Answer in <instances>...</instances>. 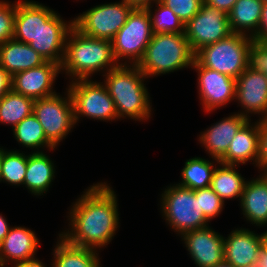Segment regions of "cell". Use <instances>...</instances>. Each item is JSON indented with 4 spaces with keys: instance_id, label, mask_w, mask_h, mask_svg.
I'll return each mask as SVG.
<instances>
[{
    "instance_id": "cell-47",
    "label": "cell",
    "mask_w": 267,
    "mask_h": 267,
    "mask_svg": "<svg viewBox=\"0 0 267 267\" xmlns=\"http://www.w3.org/2000/svg\"><path fill=\"white\" fill-rule=\"evenodd\" d=\"M248 267H259V264L258 262H256V263L250 264Z\"/></svg>"
},
{
    "instance_id": "cell-6",
    "label": "cell",
    "mask_w": 267,
    "mask_h": 267,
    "mask_svg": "<svg viewBox=\"0 0 267 267\" xmlns=\"http://www.w3.org/2000/svg\"><path fill=\"white\" fill-rule=\"evenodd\" d=\"M160 196L162 216L170 229L172 228L179 236L209 225V221L200 211L195 190L173 184L165 188Z\"/></svg>"
},
{
    "instance_id": "cell-1",
    "label": "cell",
    "mask_w": 267,
    "mask_h": 267,
    "mask_svg": "<svg viewBox=\"0 0 267 267\" xmlns=\"http://www.w3.org/2000/svg\"><path fill=\"white\" fill-rule=\"evenodd\" d=\"M115 193L107 182L88 187L71 205L68 231L58 235L74 246L96 251L106 247L116 235L120 223Z\"/></svg>"
},
{
    "instance_id": "cell-20",
    "label": "cell",
    "mask_w": 267,
    "mask_h": 267,
    "mask_svg": "<svg viewBox=\"0 0 267 267\" xmlns=\"http://www.w3.org/2000/svg\"><path fill=\"white\" fill-rule=\"evenodd\" d=\"M239 203L246 221L259 228L267 225V173L246 180Z\"/></svg>"
},
{
    "instance_id": "cell-18",
    "label": "cell",
    "mask_w": 267,
    "mask_h": 267,
    "mask_svg": "<svg viewBox=\"0 0 267 267\" xmlns=\"http://www.w3.org/2000/svg\"><path fill=\"white\" fill-rule=\"evenodd\" d=\"M247 121L246 117L241 116L237 112L232 115L230 114V116L222 118V120L201 132L198 141L212 159L220 161L225 156L238 130Z\"/></svg>"
},
{
    "instance_id": "cell-33",
    "label": "cell",
    "mask_w": 267,
    "mask_h": 267,
    "mask_svg": "<svg viewBox=\"0 0 267 267\" xmlns=\"http://www.w3.org/2000/svg\"><path fill=\"white\" fill-rule=\"evenodd\" d=\"M196 199H199L200 211L210 222L220 215L224 208V201L211 189V187L195 190Z\"/></svg>"
},
{
    "instance_id": "cell-46",
    "label": "cell",
    "mask_w": 267,
    "mask_h": 267,
    "mask_svg": "<svg viewBox=\"0 0 267 267\" xmlns=\"http://www.w3.org/2000/svg\"><path fill=\"white\" fill-rule=\"evenodd\" d=\"M2 156H3V147L0 146V182H1V171H2L1 167Z\"/></svg>"
},
{
    "instance_id": "cell-21",
    "label": "cell",
    "mask_w": 267,
    "mask_h": 267,
    "mask_svg": "<svg viewBox=\"0 0 267 267\" xmlns=\"http://www.w3.org/2000/svg\"><path fill=\"white\" fill-rule=\"evenodd\" d=\"M259 146V121L248 120L232 139L225 156L220 160L224 164L241 165L246 162L257 163Z\"/></svg>"
},
{
    "instance_id": "cell-28",
    "label": "cell",
    "mask_w": 267,
    "mask_h": 267,
    "mask_svg": "<svg viewBox=\"0 0 267 267\" xmlns=\"http://www.w3.org/2000/svg\"><path fill=\"white\" fill-rule=\"evenodd\" d=\"M219 162L214 158L210 161L201 157H193L186 160L180 175L182 181L177 185L192 190L209 187L216 164H219Z\"/></svg>"
},
{
    "instance_id": "cell-17",
    "label": "cell",
    "mask_w": 267,
    "mask_h": 267,
    "mask_svg": "<svg viewBox=\"0 0 267 267\" xmlns=\"http://www.w3.org/2000/svg\"><path fill=\"white\" fill-rule=\"evenodd\" d=\"M267 231L256 234L246 228H237L224 237V261L234 267H248L258 262Z\"/></svg>"
},
{
    "instance_id": "cell-41",
    "label": "cell",
    "mask_w": 267,
    "mask_h": 267,
    "mask_svg": "<svg viewBox=\"0 0 267 267\" xmlns=\"http://www.w3.org/2000/svg\"><path fill=\"white\" fill-rule=\"evenodd\" d=\"M258 264L259 267H267V234L260 250Z\"/></svg>"
},
{
    "instance_id": "cell-24",
    "label": "cell",
    "mask_w": 267,
    "mask_h": 267,
    "mask_svg": "<svg viewBox=\"0 0 267 267\" xmlns=\"http://www.w3.org/2000/svg\"><path fill=\"white\" fill-rule=\"evenodd\" d=\"M263 0H237L228 13L232 33L253 37L260 25Z\"/></svg>"
},
{
    "instance_id": "cell-37",
    "label": "cell",
    "mask_w": 267,
    "mask_h": 267,
    "mask_svg": "<svg viewBox=\"0 0 267 267\" xmlns=\"http://www.w3.org/2000/svg\"><path fill=\"white\" fill-rule=\"evenodd\" d=\"M259 120V146L256 166L262 173H267V117Z\"/></svg>"
},
{
    "instance_id": "cell-43",
    "label": "cell",
    "mask_w": 267,
    "mask_h": 267,
    "mask_svg": "<svg viewBox=\"0 0 267 267\" xmlns=\"http://www.w3.org/2000/svg\"><path fill=\"white\" fill-rule=\"evenodd\" d=\"M133 8H146L157 0H124Z\"/></svg>"
},
{
    "instance_id": "cell-10",
    "label": "cell",
    "mask_w": 267,
    "mask_h": 267,
    "mask_svg": "<svg viewBox=\"0 0 267 267\" xmlns=\"http://www.w3.org/2000/svg\"><path fill=\"white\" fill-rule=\"evenodd\" d=\"M132 9L124 0L96 5L75 17L73 26L86 36L111 41Z\"/></svg>"
},
{
    "instance_id": "cell-36",
    "label": "cell",
    "mask_w": 267,
    "mask_h": 267,
    "mask_svg": "<svg viewBox=\"0 0 267 267\" xmlns=\"http://www.w3.org/2000/svg\"><path fill=\"white\" fill-rule=\"evenodd\" d=\"M247 67L267 77V42H252L247 50Z\"/></svg>"
},
{
    "instance_id": "cell-19",
    "label": "cell",
    "mask_w": 267,
    "mask_h": 267,
    "mask_svg": "<svg viewBox=\"0 0 267 267\" xmlns=\"http://www.w3.org/2000/svg\"><path fill=\"white\" fill-rule=\"evenodd\" d=\"M39 245V239L31 229L22 226L11 227L0 243V267H4L8 262L15 266L35 258Z\"/></svg>"
},
{
    "instance_id": "cell-7",
    "label": "cell",
    "mask_w": 267,
    "mask_h": 267,
    "mask_svg": "<svg viewBox=\"0 0 267 267\" xmlns=\"http://www.w3.org/2000/svg\"><path fill=\"white\" fill-rule=\"evenodd\" d=\"M152 36L151 19L147 9L133 8L124 26L111 40L113 55L118 65H138Z\"/></svg>"
},
{
    "instance_id": "cell-27",
    "label": "cell",
    "mask_w": 267,
    "mask_h": 267,
    "mask_svg": "<svg viewBox=\"0 0 267 267\" xmlns=\"http://www.w3.org/2000/svg\"><path fill=\"white\" fill-rule=\"evenodd\" d=\"M39 32V2L18 0L13 38L29 44Z\"/></svg>"
},
{
    "instance_id": "cell-35",
    "label": "cell",
    "mask_w": 267,
    "mask_h": 267,
    "mask_svg": "<svg viewBox=\"0 0 267 267\" xmlns=\"http://www.w3.org/2000/svg\"><path fill=\"white\" fill-rule=\"evenodd\" d=\"M170 8L185 25L199 11L203 0H159Z\"/></svg>"
},
{
    "instance_id": "cell-30",
    "label": "cell",
    "mask_w": 267,
    "mask_h": 267,
    "mask_svg": "<svg viewBox=\"0 0 267 267\" xmlns=\"http://www.w3.org/2000/svg\"><path fill=\"white\" fill-rule=\"evenodd\" d=\"M34 99L21 95L12 89L0 98V123L12 129L33 113Z\"/></svg>"
},
{
    "instance_id": "cell-29",
    "label": "cell",
    "mask_w": 267,
    "mask_h": 267,
    "mask_svg": "<svg viewBox=\"0 0 267 267\" xmlns=\"http://www.w3.org/2000/svg\"><path fill=\"white\" fill-rule=\"evenodd\" d=\"M12 131L16 141L22 147L32 149V153L33 150L43 152L44 150L41 151V149L44 148L55 150V147L46 139L42 125L33 113L19 122Z\"/></svg>"
},
{
    "instance_id": "cell-40",
    "label": "cell",
    "mask_w": 267,
    "mask_h": 267,
    "mask_svg": "<svg viewBox=\"0 0 267 267\" xmlns=\"http://www.w3.org/2000/svg\"><path fill=\"white\" fill-rule=\"evenodd\" d=\"M237 0H203L209 6L215 7L220 11L229 13Z\"/></svg>"
},
{
    "instance_id": "cell-12",
    "label": "cell",
    "mask_w": 267,
    "mask_h": 267,
    "mask_svg": "<svg viewBox=\"0 0 267 267\" xmlns=\"http://www.w3.org/2000/svg\"><path fill=\"white\" fill-rule=\"evenodd\" d=\"M184 33L194 53L230 34L228 14L202 2L198 13L184 25Z\"/></svg>"
},
{
    "instance_id": "cell-38",
    "label": "cell",
    "mask_w": 267,
    "mask_h": 267,
    "mask_svg": "<svg viewBox=\"0 0 267 267\" xmlns=\"http://www.w3.org/2000/svg\"><path fill=\"white\" fill-rule=\"evenodd\" d=\"M252 38L254 41L267 42V3H263L258 32Z\"/></svg>"
},
{
    "instance_id": "cell-32",
    "label": "cell",
    "mask_w": 267,
    "mask_h": 267,
    "mask_svg": "<svg viewBox=\"0 0 267 267\" xmlns=\"http://www.w3.org/2000/svg\"><path fill=\"white\" fill-rule=\"evenodd\" d=\"M155 4L157 8L151 10ZM146 7L151 19L153 34L158 33H184V24L175 13L159 0Z\"/></svg>"
},
{
    "instance_id": "cell-42",
    "label": "cell",
    "mask_w": 267,
    "mask_h": 267,
    "mask_svg": "<svg viewBox=\"0 0 267 267\" xmlns=\"http://www.w3.org/2000/svg\"><path fill=\"white\" fill-rule=\"evenodd\" d=\"M10 228L11 226H9V223L7 222L5 216H2V214H0V243L8 234Z\"/></svg>"
},
{
    "instance_id": "cell-9",
    "label": "cell",
    "mask_w": 267,
    "mask_h": 267,
    "mask_svg": "<svg viewBox=\"0 0 267 267\" xmlns=\"http://www.w3.org/2000/svg\"><path fill=\"white\" fill-rule=\"evenodd\" d=\"M66 90L64 97L56 93L36 99L33 105V114L42 125L46 139L56 148L76 125L73 101Z\"/></svg>"
},
{
    "instance_id": "cell-26",
    "label": "cell",
    "mask_w": 267,
    "mask_h": 267,
    "mask_svg": "<svg viewBox=\"0 0 267 267\" xmlns=\"http://www.w3.org/2000/svg\"><path fill=\"white\" fill-rule=\"evenodd\" d=\"M239 165L217 164L210 187L223 200H241L246 181L237 168Z\"/></svg>"
},
{
    "instance_id": "cell-31",
    "label": "cell",
    "mask_w": 267,
    "mask_h": 267,
    "mask_svg": "<svg viewBox=\"0 0 267 267\" xmlns=\"http://www.w3.org/2000/svg\"><path fill=\"white\" fill-rule=\"evenodd\" d=\"M27 163L28 154L14 149L7 151L3 148L1 182H6L12 186L23 185L22 187H24Z\"/></svg>"
},
{
    "instance_id": "cell-2",
    "label": "cell",
    "mask_w": 267,
    "mask_h": 267,
    "mask_svg": "<svg viewBox=\"0 0 267 267\" xmlns=\"http://www.w3.org/2000/svg\"><path fill=\"white\" fill-rule=\"evenodd\" d=\"M117 66L110 40L86 36L74 26L70 29L60 65L61 72H65L69 80L91 79L94 73L102 71L104 75Z\"/></svg>"
},
{
    "instance_id": "cell-23",
    "label": "cell",
    "mask_w": 267,
    "mask_h": 267,
    "mask_svg": "<svg viewBox=\"0 0 267 267\" xmlns=\"http://www.w3.org/2000/svg\"><path fill=\"white\" fill-rule=\"evenodd\" d=\"M54 161L44 152H31L28 155L24 186L34 196H41L48 191L55 178Z\"/></svg>"
},
{
    "instance_id": "cell-4",
    "label": "cell",
    "mask_w": 267,
    "mask_h": 267,
    "mask_svg": "<svg viewBox=\"0 0 267 267\" xmlns=\"http://www.w3.org/2000/svg\"><path fill=\"white\" fill-rule=\"evenodd\" d=\"M195 60L185 33L153 34L138 68L148 78L191 68Z\"/></svg>"
},
{
    "instance_id": "cell-3",
    "label": "cell",
    "mask_w": 267,
    "mask_h": 267,
    "mask_svg": "<svg viewBox=\"0 0 267 267\" xmlns=\"http://www.w3.org/2000/svg\"><path fill=\"white\" fill-rule=\"evenodd\" d=\"M102 76L115 103L118 119L129 117L143 122L151 117L152 103L144 84L147 77L137 65H118Z\"/></svg>"
},
{
    "instance_id": "cell-15",
    "label": "cell",
    "mask_w": 267,
    "mask_h": 267,
    "mask_svg": "<svg viewBox=\"0 0 267 267\" xmlns=\"http://www.w3.org/2000/svg\"><path fill=\"white\" fill-rule=\"evenodd\" d=\"M191 259L198 267H213L224 262V237L209 225L181 235Z\"/></svg>"
},
{
    "instance_id": "cell-14",
    "label": "cell",
    "mask_w": 267,
    "mask_h": 267,
    "mask_svg": "<svg viewBox=\"0 0 267 267\" xmlns=\"http://www.w3.org/2000/svg\"><path fill=\"white\" fill-rule=\"evenodd\" d=\"M235 101L242 108L238 113L248 120L251 114L260 115L259 119L267 117V77L247 67L236 79Z\"/></svg>"
},
{
    "instance_id": "cell-11",
    "label": "cell",
    "mask_w": 267,
    "mask_h": 267,
    "mask_svg": "<svg viewBox=\"0 0 267 267\" xmlns=\"http://www.w3.org/2000/svg\"><path fill=\"white\" fill-rule=\"evenodd\" d=\"M72 27L73 19L64 21L56 11L39 3V32L28 45L46 61L61 65L66 38Z\"/></svg>"
},
{
    "instance_id": "cell-45",
    "label": "cell",
    "mask_w": 267,
    "mask_h": 267,
    "mask_svg": "<svg viewBox=\"0 0 267 267\" xmlns=\"http://www.w3.org/2000/svg\"><path fill=\"white\" fill-rule=\"evenodd\" d=\"M213 267H234L231 264L226 263L225 261L223 263L217 264Z\"/></svg>"
},
{
    "instance_id": "cell-16",
    "label": "cell",
    "mask_w": 267,
    "mask_h": 267,
    "mask_svg": "<svg viewBox=\"0 0 267 267\" xmlns=\"http://www.w3.org/2000/svg\"><path fill=\"white\" fill-rule=\"evenodd\" d=\"M61 67L57 63L46 61L44 64L12 76V90L34 100L55 95L54 82Z\"/></svg>"
},
{
    "instance_id": "cell-13",
    "label": "cell",
    "mask_w": 267,
    "mask_h": 267,
    "mask_svg": "<svg viewBox=\"0 0 267 267\" xmlns=\"http://www.w3.org/2000/svg\"><path fill=\"white\" fill-rule=\"evenodd\" d=\"M198 74V93L204 112H213L236 99V79L202 67L194 60L191 67Z\"/></svg>"
},
{
    "instance_id": "cell-22",
    "label": "cell",
    "mask_w": 267,
    "mask_h": 267,
    "mask_svg": "<svg viewBox=\"0 0 267 267\" xmlns=\"http://www.w3.org/2000/svg\"><path fill=\"white\" fill-rule=\"evenodd\" d=\"M45 62L46 60L32 47L14 38L0 44V66L12 76Z\"/></svg>"
},
{
    "instance_id": "cell-5",
    "label": "cell",
    "mask_w": 267,
    "mask_h": 267,
    "mask_svg": "<svg viewBox=\"0 0 267 267\" xmlns=\"http://www.w3.org/2000/svg\"><path fill=\"white\" fill-rule=\"evenodd\" d=\"M253 38L240 33L207 46L195 53V60L202 66L237 79L247 68V50Z\"/></svg>"
},
{
    "instance_id": "cell-25",
    "label": "cell",
    "mask_w": 267,
    "mask_h": 267,
    "mask_svg": "<svg viewBox=\"0 0 267 267\" xmlns=\"http://www.w3.org/2000/svg\"><path fill=\"white\" fill-rule=\"evenodd\" d=\"M57 239L51 267H102L98 251L71 245L60 235Z\"/></svg>"
},
{
    "instance_id": "cell-34",
    "label": "cell",
    "mask_w": 267,
    "mask_h": 267,
    "mask_svg": "<svg viewBox=\"0 0 267 267\" xmlns=\"http://www.w3.org/2000/svg\"><path fill=\"white\" fill-rule=\"evenodd\" d=\"M0 0V44L13 38L17 1Z\"/></svg>"
},
{
    "instance_id": "cell-8",
    "label": "cell",
    "mask_w": 267,
    "mask_h": 267,
    "mask_svg": "<svg viewBox=\"0 0 267 267\" xmlns=\"http://www.w3.org/2000/svg\"><path fill=\"white\" fill-rule=\"evenodd\" d=\"M67 89L73 101L76 124L85 116L106 122L118 120L115 103L103 82L76 79L70 81Z\"/></svg>"
},
{
    "instance_id": "cell-44",
    "label": "cell",
    "mask_w": 267,
    "mask_h": 267,
    "mask_svg": "<svg viewBox=\"0 0 267 267\" xmlns=\"http://www.w3.org/2000/svg\"><path fill=\"white\" fill-rule=\"evenodd\" d=\"M11 267H46L45 264L37 259L36 257L27 261H24L22 263H19L15 266Z\"/></svg>"
},
{
    "instance_id": "cell-39",
    "label": "cell",
    "mask_w": 267,
    "mask_h": 267,
    "mask_svg": "<svg viewBox=\"0 0 267 267\" xmlns=\"http://www.w3.org/2000/svg\"><path fill=\"white\" fill-rule=\"evenodd\" d=\"M12 89V75L0 66V98Z\"/></svg>"
}]
</instances>
